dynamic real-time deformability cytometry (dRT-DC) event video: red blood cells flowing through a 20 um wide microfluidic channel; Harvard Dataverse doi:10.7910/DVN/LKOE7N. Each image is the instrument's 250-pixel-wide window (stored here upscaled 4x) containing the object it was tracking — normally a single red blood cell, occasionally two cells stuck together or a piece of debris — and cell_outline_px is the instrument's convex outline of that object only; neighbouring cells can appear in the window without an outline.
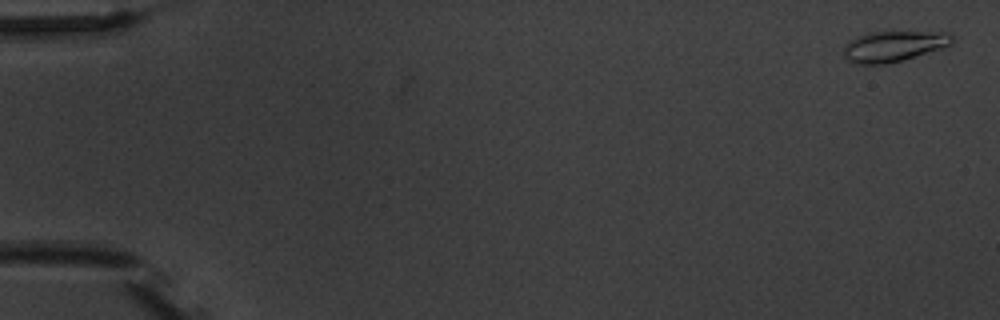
{"species": "common noctule bat (a hibernating species)", "species_latin": "Nyctalus noctula", "temperature_condition": "warm", "stored_images_in_passage": 8, "camera_frame_rate_fps": 3000, "um_per_image_px": 0.085, "animal": {"sex": "male", "body_mass_g": 20.1, "forearm_length_mm": 53.5}, "frame": {"image": 1, "passage_image": 1, "time_ms": 0.0, "image_size_px": [1000, 320], "cell_outline_px": [[956, 40], [952, 44], [940, 48], [900, 60], [884, 64], [856, 64], [848, 60], [844, 56], [844, 44], [848, 40], [864, 32], [948, 32]], "centroid_in_image_um": [75.91, 3.91], "position_along_channel_um": 9.1, "area_um2": 19.31}}
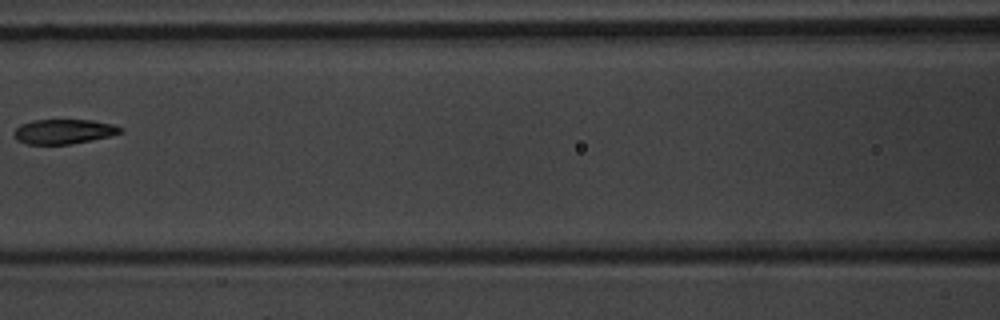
{"frame": {"image": 2, "passage_image": 8, "time_ms": 8.333, "image_size_px": [1000, 320], "cell_outline_px": [[124, 132], [112, 136], [72, 144], [28, 144], [16, 140], [12, 136], [12, 132], [20, 124], [32, 120], [92, 120], [112, 124], [124, 128]], "centroid_in_image_um": [5.42, 11.18], "position_along_channel_um": 161.2, "area_um2": 15.61}}